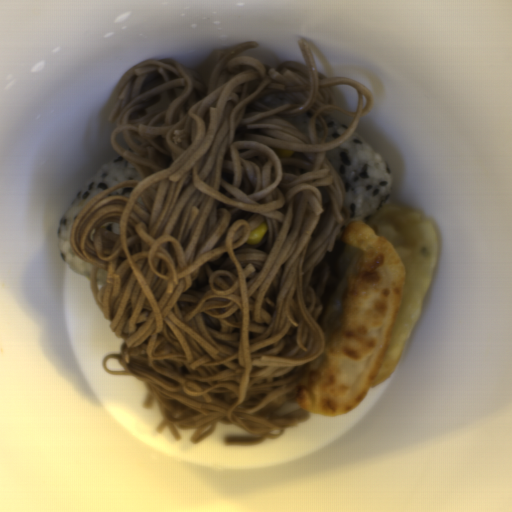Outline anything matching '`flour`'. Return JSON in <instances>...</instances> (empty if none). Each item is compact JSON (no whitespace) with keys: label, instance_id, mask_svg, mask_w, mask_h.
I'll return each mask as SVG.
<instances>
[{"label":"flour","instance_id":"obj_1","mask_svg":"<svg viewBox=\"0 0 512 512\" xmlns=\"http://www.w3.org/2000/svg\"><path fill=\"white\" fill-rule=\"evenodd\" d=\"M329 272L317 318L321 353L301 367L294 400L307 413L339 416L390 378L416 325L438 255L435 229L412 207L389 205L353 219Z\"/></svg>","mask_w":512,"mask_h":512}]
</instances>
